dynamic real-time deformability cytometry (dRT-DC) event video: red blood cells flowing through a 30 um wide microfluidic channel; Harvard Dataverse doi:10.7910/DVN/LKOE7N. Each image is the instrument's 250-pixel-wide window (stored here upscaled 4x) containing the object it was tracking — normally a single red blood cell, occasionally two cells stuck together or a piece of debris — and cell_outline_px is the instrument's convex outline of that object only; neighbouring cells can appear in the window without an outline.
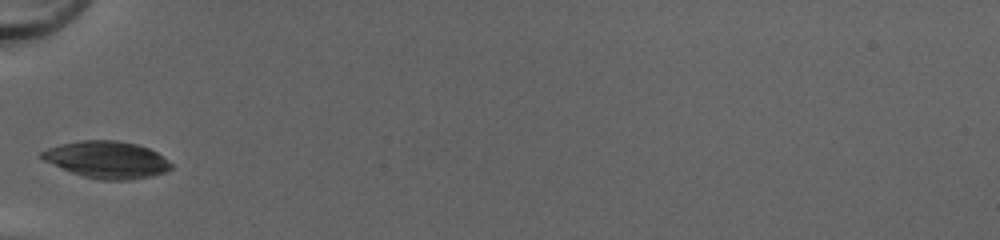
{"species": "common noctule bat (a hibernating species)", "species_latin": "Nyctalus noctula", "temperature_condition": "cold", "stored_images_in_passage": 16, "camera_frame_rate_fps": 3000, "um_per_image_px": 0.085, "animal": {"sex": "female", "body_mass_g": 20.0, "forearm_length_mm": 54.0}, "frame": {"image": 1, "passage_image": 1, "time_ms": 0.0, "image_size_px": [1000, 240], "cell_outline_px": [[172, 168], [164, 172], [152, 176], [128, 180], [100, 180], [84, 176], [72, 172], [44, 160], [40, 156], [40, 152], [48, 148], [80, 140], [116, 140], [136, 144], [148, 148], [156, 152], [168, 160], [172, 164]], "centroid_in_image_um": [9.11, 13.57], "position_along_channel_um": 75.9, "area_um2": 27.57}}
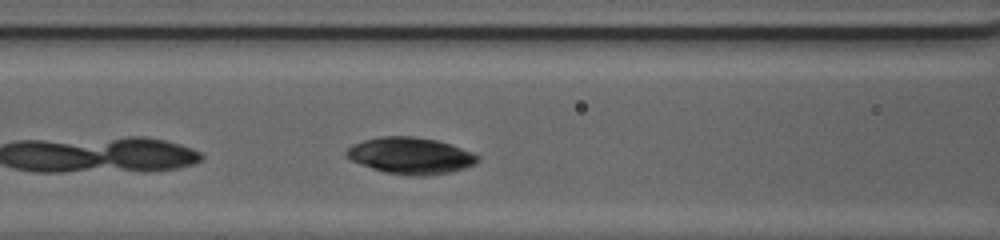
{"frame": {"image": 2, "passage_image": 5, "time_ms": 1.333, "image_size_px": [1000, 240], "cell_outline_px": [[480, 160], [464, 168], [448, 172], [428, 176], [408, 176], [384, 172], [360, 164], [344, 156], [344, 152], [352, 144], [364, 140], [380, 136], [416, 136], [436, 140], [472, 152], [480, 156]], "centroid_in_image_um": [34.86, 13.23], "position_along_channel_um": 131.7, "area_um2": 27.98}}